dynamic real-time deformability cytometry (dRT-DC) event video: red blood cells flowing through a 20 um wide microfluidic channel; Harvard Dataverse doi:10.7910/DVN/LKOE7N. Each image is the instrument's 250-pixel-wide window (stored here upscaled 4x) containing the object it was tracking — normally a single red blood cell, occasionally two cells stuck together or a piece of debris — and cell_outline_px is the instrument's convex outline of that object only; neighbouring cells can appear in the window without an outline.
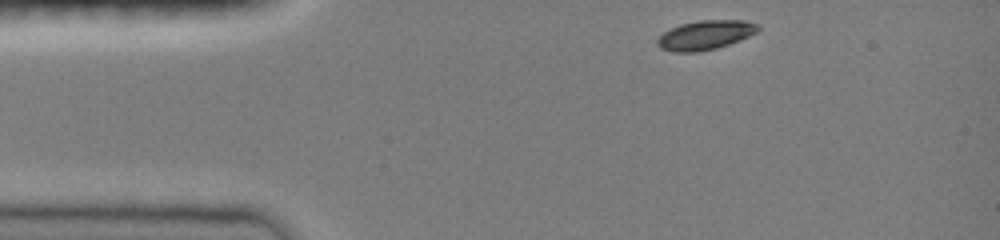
{"species": "common noctule bat (a hibernating species)", "species_latin": "Nyctalus noctula", "temperature_condition": "room temperature", "stored_images_in_passage": 37, "camera_frame_rate_fps": 3000, "um_per_image_px": 0.085, "animal": {"sex": "female", "body_mass_g": 19.0, "forearm_length_mm": 51.5}, "frame": {"image": 1, "passage_image": 1, "time_ms": 0.0, "image_size_px": [1000, 240], "cell_outline_px": [[760, 28], [756, 32], [740, 40], [716, 48], [700, 52], [672, 52], [660, 48], [656, 44], [656, 40], [664, 32], [680, 24], [700, 20], [744, 20], [756, 24]], "centroid_in_image_um": [59.92, 2.99], "position_along_channel_um": 25.1, "area_um2": 17.11}}
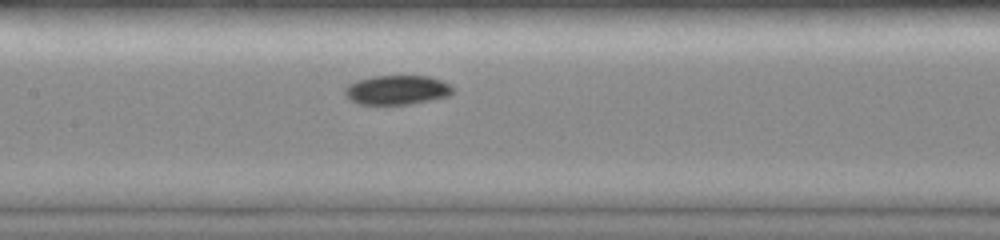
{"frame": {"image": 2, "passage_image": 16, "time_ms": 5.0, "image_size_px": [1000, 240], "cell_outline_px": [[452, 92], [448, 96], [432, 100], [412, 104], [360, 104], [348, 100], [344, 96], [344, 88], [348, 84], [356, 80], [372, 76], [428, 76], [440, 80], [448, 84], [452, 88]], "centroid_in_image_um": [33.68, 7.65], "position_along_channel_um": 173.7, "area_um2": 18.55}}
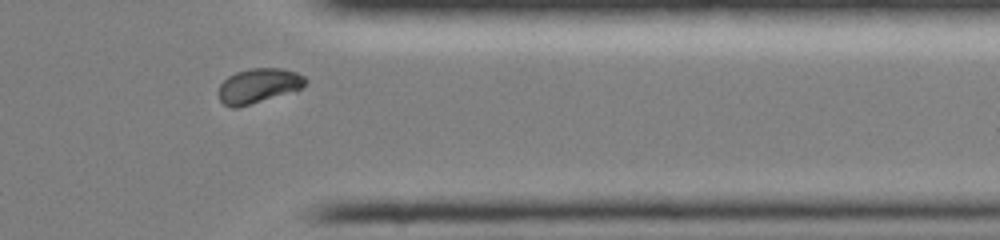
{"frame": {"image": 3, "passage_image": 32, "time_ms": 10.333, "image_size_px": [1000, 240], "cell_outline_px": [[308, 80], [296, 92], [236, 108], [232, 108], [224, 104], [220, 100], [220, 84], [228, 76], [236, 72], [252, 68], [284, 68], [296, 72], [304, 76]], "centroid_in_image_um": [22.01, 7.29], "position_along_channel_um": 389.4, "area_um2": 17.69}, "authors_computed_cell_mechanics": {"area_um2": 17.629, "velocity_mm_per_s": 4.047, "shape_relaxation_time_tau1_ms": 2.2055, "shape_relaxation_time_tau2_ms": null, "deformation_change_tau1": 0.0967, "deformation_change_tau2": null}}